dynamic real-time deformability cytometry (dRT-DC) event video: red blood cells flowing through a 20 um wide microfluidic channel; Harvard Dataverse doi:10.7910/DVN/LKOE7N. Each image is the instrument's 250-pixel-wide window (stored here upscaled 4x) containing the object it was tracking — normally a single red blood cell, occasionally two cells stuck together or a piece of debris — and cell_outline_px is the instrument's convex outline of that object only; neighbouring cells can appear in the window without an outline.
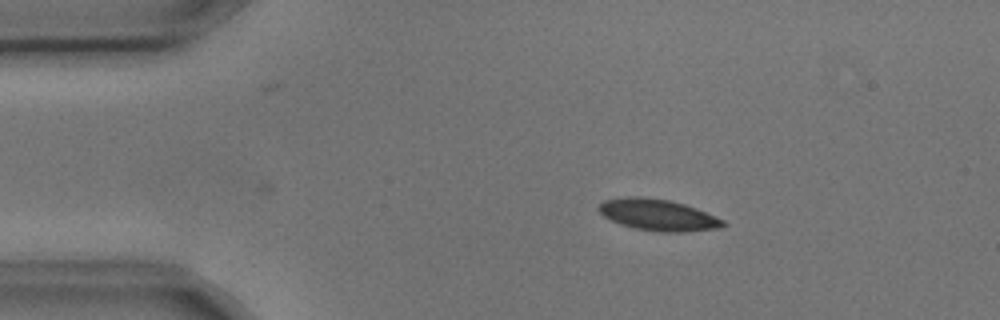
{"species": "common noctule bat (a hibernating species)", "species_latin": "Nyctalus noctula", "temperature_condition": "cold", "stored_images_in_passage": 4, "camera_frame_rate_fps": 3000, "um_per_image_px": 0.085, "animal": {"sex": "male", "body_mass_g": 17.9, "forearm_length_mm": 54.2}, "frame": {"image": 1, "passage_image": 4, "time_ms": 1.0, "image_size_px": [1000, 320], "cell_outline_px": [[728, 224], [724, 228], [684, 232], [660, 232], [636, 228], [620, 224], [604, 216], [596, 208], [604, 200], [628, 196], [640, 196], [668, 200], [684, 204], [696, 208], [724, 220]], "centroid_in_image_um": [55.96, 18.27], "position_along_channel_um": 29.0, "area_um2": 22.83}}